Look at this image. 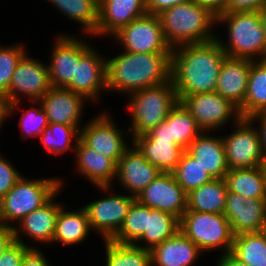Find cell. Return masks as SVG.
<instances>
[{
	"instance_id": "cell-1",
	"label": "cell",
	"mask_w": 266,
	"mask_h": 266,
	"mask_svg": "<svg viewBox=\"0 0 266 266\" xmlns=\"http://www.w3.org/2000/svg\"><path fill=\"white\" fill-rule=\"evenodd\" d=\"M226 57L217 38L172 49L171 81L179 102L187 95L215 92L220 67Z\"/></svg>"
},
{
	"instance_id": "cell-2",
	"label": "cell",
	"mask_w": 266,
	"mask_h": 266,
	"mask_svg": "<svg viewBox=\"0 0 266 266\" xmlns=\"http://www.w3.org/2000/svg\"><path fill=\"white\" fill-rule=\"evenodd\" d=\"M172 53H129L121 51L106 58L107 91L125 97L137 90L171 80Z\"/></svg>"
},
{
	"instance_id": "cell-3",
	"label": "cell",
	"mask_w": 266,
	"mask_h": 266,
	"mask_svg": "<svg viewBox=\"0 0 266 266\" xmlns=\"http://www.w3.org/2000/svg\"><path fill=\"white\" fill-rule=\"evenodd\" d=\"M158 16L164 38L172 49L217 38L213 30L217 26V16L194 0L177 4Z\"/></svg>"
},
{
	"instance_id": "cell-4",
	"label": "cell",
	"mask_w": 266,
	"mask_h": 266,
	"mask_svg": "<svg viewBox=\"0 0 266 266\" xmlns=\"http://www.w3.org/2000/svg\"><path fill=\"white\" fill-rule=\"evenodd\" d=\"M217 24L227 28V42L217 35L227 57L266 60V34L260 11L225 12L217 17Z\"/></svg>"
},
{
	"instance_id": "cell-5",
	"label": "cell",
	"mask_w": 266,
	"mask_h": 266,
	"mask_svg": "<svg viewBox=\"0 0 266 266\" xmlns=\"http://www.w3.org/2000/svg\"><path fill=\"white\" fill-rule=\"evenodd\" d=\"M128 96L127 109L131 115L130 137L149 132L162 123L179 102L172 81L134 91Z\"/></svg>"
},
{
	"instance_id": "cell-6",
	"label": "cell",
	"mask_w": 266,
	"mask_h": 266,
	"mask_svg": "<svg viewBox=\"0 0 266 266\" xmlns=\"http://www.w3.org/2000/svg\"><path fill=\"white\" fill-rule=\"evenodd\" d=\"M63 181L58 176L41 179L22 176L1 199L4 227L13 228L26 215L40 208L63 188Z\"/></svg>"
},
{
	"instance_id": "cell-7",
	"label": "cell",
	"mask_w": 266,
	"mask_h": 266,
	"mask_svg": "<svg viewBox=\"0 0 266 266\" xmlns=\"http://www.w3.org/2000/svg\"><path fill=\"white\" fill-rule=\"evenodd\" d=\"M179 230L204 252L222 250L220 255L231 252L234 234L224 214L185 211Z\"/></svg>"
},
{
	"instance_id": "cell-8",
	"label": "cell",
	"mask_w": 266,
	"mask_h": 266,
	"mask_svg": "<svg viewBox=\"0 0 266 266\" xmlns=\"http://www.w3.org/2000/svg\"><path fill=\"white\" fill-rule=\"evenodd\" d=\"M111 38L129 53H172L164 38L159 16L150 13L123 26Z\"/></svg>"
},
{
	"instance_id": "cell-9",
	"label": "cell",
	"mask_w": 266,
	"mask_h": 266,
	"mask_svg": "<svg viewBox=\"0 0 266 266\" xmlns=\"http://www.w3.org/2000/svg\"><path fill=\"white\" fill-rule=\"evenodd\" d=\"M112 186H98L106 197L85 204L91 230L102 237L103 241L112 240L122 227L125 217L135 197L129 194H112ZM107 192V193H106ZM110 192V193H109Z\"/></svg>"
},
{
	"instance_id": "cell-10",
	"label": "cell",
	"mask_w": 266,
	"mask_h": 266,
	"mask_svg": "<svg viewBox=\"0 0 266 266\" xmlns=\"http://www.w3.org/2000/svg\"><path fill=\"white\" fill-rule=\"evenodd\" d=\"M255 125L249 118L241 117L233 124L235 130L222 136L229 169L255 168L266 161Z\"/></svg>"
},
{
	"instance_id": "cell-11",
	"label": "cell",
	"mask_w": 266,
	"mask_h": 266,
	"mask_svg": "<svg viewBox=\"0 0 266 266\" xmlns=\"http://www.w3.org/2000/svg\"><path fill=\"white\" fill-rule=\"evenodd\" d=\"M51 87L48 65L26 53L13 72L7 93L12 102L11 115L20 109L22 97L29 102L39 101Z\"/></svg>"
},
{
	"instance_id": "cell-12",
	"label": "cell",
	"mask_w": 266,
	"mask_h": 266,
	"mask_svg": "<svg viewBox=\"0 0 266 266\" xmlns=\"http://www.w3.org/2000/svg\"><path fill=\"white\" fill-rule=\"evenodd\" d=\"M180 102L203 131L222 130L230 121L233 125L241 118L238 107L217 92L187 95Z\"/></svg>"
},
{
	"instance_id": "cell-13",
	"label": "cell",
	"mask_w": 266,
	"mask_h": 266,
	"mask_svg": "<svg viewBox=\"0 0 266 266\" xmlns=\"http://www.w3.org/2000/svg\"><path fill=\"white\" fill-rule=\"evenodd\" d=\"M109 112L103 111L89 119L80 130V138L91 148L110 158L116 164L131 145L125 141L129 130L116 126ZM126 132V133H125Z\"/></svg>"
},
{
	"instance_id": "cell-14",
	"label": "cell",
	"mask_w": 266,
	"mask_h": 266,
	"mask_svg": "<svg viewBox=\"0 0 266 266\" xmlns=\"http://www.w3.org/2000/svg\"><path fill=\"white\" fill-rule=\"evenodd\" d=\"M57 36L47 64L49 78L52 87L66 88L75 76V64L92 45L73 34Z\"/></svg>"
},
{
	"instance_id": "cell-15",
	"label": "cell",
	"mask_w": 266,
	"mask_h": 266,
	"mask_svg": "<svg viewBox=\"0 0 266 266\" xmlns=\"http://www.w3.org/2000/svg\"><path fill=\"white\" fill-rule=\"evenodd\" d=\"M91 46L75 64V76L66 87L84 96L87 100L97 103L106 86V58ZM102 92V93H101Z\"/></svg>"
},
{
	"instance_id": "cell-16",
	"label": "cell",
	"mask_w": 266,
	"mask_h": 266,
	"mask_svg": "<svg viewBox=\"0 0 266 266\" xmlns=\"http://www.w3.org/2000/svg\"><path fill=\"white\" fill-rule=\"evenodd\" d=\"M136 200L149 208L170 213L179 220L187 210V193L177 183L173 173L161 172Z\"/></svg>"
},
{
	"instance_id": "cell-17",
	"label": "cell",
	"mask_w": 266,
	"mask_h": 266,
	"mask_svg": "<svg viewBox=\"0 0 266 266\" xmlns=\"http://www.w3.org/2000/svg\"><path fill=\"white\" fill-rule=\"evenodd\" d=\"M61 187L45 204L26 215L16 226L13 227L14 240L30 248H39L23 241L22 236L29 237L30 241L39 244H51L58 214L63 206L54 201L60 194ZM19 225V226H18ZM25 234V235H24ZM22 235V236H21ZM21 236V237H20ZM37 241V242H36Z\"/></svg>"
},
{
	"instance_id": "cell-18",
	"label": "cell",
	"mask_w": 266,
	"mask_h": 266,
	"mask_svg": "<svg viewBox=\"0 0 266 266\" xmlns=\"http://www.w3.org/2000/svg\"><path fill=\"white\" fill-rule=\"evenodd\" d=\"M161 171L148 162L139 149L131 143L117 164L116 180L130 196L137 197L150 185Z\"/></svg>"
},
{
	"instance_id": "cell-19",
	"label": "cell",
	"mask_w": 266,
	"mask_h": 266,
	"mask_svg": "<svg viewBox=\"0 0 266 266\" xmlns=\"http://www.w3.org/2000/svg\"><path fill=\"white\" fill-rule=\"evenodd\" d=\"M223 214L230 222L234 236L261 232L266 226V200L228 192Z\"/></svg>"
},
{
	"instance_id": "cell-20",
	"label": "cell",
	"mask_w": 266,
	"mask_h": 266,
	"mask_svg": "<svg viewBox=\"0 0 266 266\" xmlns=\"http://www.w3.org/2000/svg\"><path fill=\"white\" fill-rule=\"evenodd\" d=\"M86 101L89 103L84 96L64 87H51L39 100L49 123L74 126L79 132L83 127L82 117Z\"/></svg>"
},
{
	"instance_id": "cell-21",
	"label": "cell",
	"mask_w": 266,
	"mask_h": 266,
	"mask_svg": "<svg viewBox=\"0 0 266 266\" xmlns=\"http://www.w3.org/2000/svg\"><path fill=\"white\" fill-rule=\"evenodd\" d=\"M146 13L145 0H103L98 5V26L91 36L111 37Z\"/></svg>"
},
{
	"instance_id": "cell-22",
	"label": "cell",
	"mask_w": 266,
	"mask_h": 266,
	"mask_svg": "<svg viewBox=\"0 0 266 266\" xmlns=\"http://www.w3.org/2000/svg\"><path fill=\"white\" fill-rule=\"evenodd\" d=\"M78 173L96 186H112L117 175V164L89 147L80 137L74 150Z\"/></svg>"
},
{
	"instance_id": "cell-23",
	"label": "cell",
	"mask_w": 266,
	"mask_h": 266,
	"mask_svg": "<svg viewBox=\"0 0 266 266\" xmlns=\"http://www.w3.org/2000/svg\"><path fill=\"white\" fill-rule=\"evenodd\" d=\"M252 61L226 57L220 67L215 92L238 108L245 100Z\"/></svg>"
},
{
	"instance_id": "cell-24",
	"label": "cell",
	"mask_w": 266,
	"mask_h": 266,
	"mask_svg": "<svg viewBox=\"0 0 266 266\" xmlns=\"http://www.w3.org/2000/svg\"><path fill=\"white\" fill-rule=\"evenodd\" d=\"M213 179H223L229 167L226 162L224 142L221 136L203 131L185 150Z\"/></svg>"
},
{
	"instance_id": "cell-25",
	"label": "cell",
	"mask_w": 266,
	"mask_h": 266,
	"mask_svg": "<svg viewBox=\"0 0 266 266\" xmlns=\"http://www.w3.org/2000/svg\"><path fill=\"white\" fill-rule=\"evenodd\" d=\"M152 266H193L203 253L180 230L151 250Z\"/></svg>"
},
{
	"instance_id": "cell-26",
	"label": "cell",
	"mask_w": 266,
	"mask_h": 266,
	"mask_svg": "<svg viewBox=\"0 0 266 266\" xmlns=\"http://www.w3.org/2000/svg\"><path fill=\"white\" fill-rule=\"evenodd\" d=\"M130 140L148 162L164 173H172L185 152L175 140L131 138Z\"/></svg>"
},
{
	"instance_id": "cell-27",
	"label": "cell",
	"mask_w": 266,
	"mask_h": 266,
	"mask_svg": "<svg viewBox=\"0 0 266 266\" xmlns=\"http://www.w3.org/2000/svg\"><path fill=\"white\" fill-rule=\"evenodd\" d=\"M91 228L88 215L83 206L74 211H67L64 206L58 214L53 243H60L65 246H77L87 240Z\"/></svg>"
},
{
	"instance_id": "cell-28",
	"label": "cell",
	"mask_w": 266,
	"mask_h": 266,
	"mask_svg": "<svg viewBox=\"0 0 266 266\" xmlns=\"http://www.w3.org/2000/svg\"><path fill=\"white\" fill-rule=\"evenodd\" d=\"M228 189L223 179H212L187 194V210L223 214Z\"/></svg>"
},
{
	"instance_id": "cell-29",
	"label": "cell",
	"mask_w": 266,
	"mask_h": 266,
	"mask_svg": "<svg viewBox=\"0 0 266 266\" xmlns=\"http://www.w3.org/2000/svg\"><path fill=\"white\" fill-rule=\"evenodd\" d=\"M179 227L180 220L177 217L147 207V229L133 245L151 250L154 246L174 236L179 231Z\"/></svg>"
},
{
	"instance_id": "cell-30",
	"label": "cell",
	"mask_w": 266,
	"mask_h": 266,
	"mask_svg": "<svg viewBox=\"0 0 266 266\" xmlns=\"http://www.w3.org/2000/svg\"><path fill=\"white\" fill-rule=\"evenodd\" d=\"M238 109L242 118L266 112V60L252 61L245 100Z\"/></svg>"
},
{
	"instance_id": "cell-31",
	"label": "cell",
	"mask_w": 266,
	"mask_h": 266,
	"mask_svg": "<svg viewBox=\"0 0 266 266\" xmlns=\"http://www.w3.org/2000/svg\"><path fill=\"white\" fill-rule=\"evenodd\" d=\"M224 180L228 192L242 195L245 198L266 200L265 179L262 166L229 169Z\"/></svg>"
},
{
	"instance_id": "cell-32",
	"label": "cell",
	"mask_w": 266,
	"mask_h": 266,
	"mask_svg": "<svg viewBox=\"0 0 266 266\" xmlns=\"http://www.w3.org/2000/svg\"><path fill=\"white\" fill-rule=\"evenodd\" d=\"M66 18L82 25V33L91 36L98 26V4L93 0H48Z\"/></svg>"
},
{
	"instance_id": "cell-33",
	"label": "cell",
	"mask_w": 266,
	"mask_h": 266,
	"mask_svg": "<svg viewBox=\"0 0 266 266\" xmlns=\"http://www.w3.org/2000/svg\"><path fill=\"white\" fill-rule=\"evenodd\" d=\"M230 253L248 266H266V238L263 232L234 236Z\"/></svg>"
},
{
	"instance_id": "cell-34",
	"label": "cell",
	"mask_w": 266,
	"mask_h": 266,
	"mask_svg": "<svg viewBox=\"0 0 266 266\" xmlns=\"http://www.w3.org/2000/svg\"><path fill=\"white\" fill-rule=\"evenodd\" d=\"M105 247L104 266H152L150 250L133 244L103 241Z\"/></svg>"
},
{
	"instance_id": "cell-35",
	"label": "cell",
	"mask_w": 266,
	"mask_h": 266,
	"mask_svg": "<svg viewBox=\"0 0 266 266\" xmlns=\"http://www.w3.org/2000/svg\"><path fill=\"white\" fill-rule=\"evenodd\" d=\"M80 132L66 124L49 123L39 136V141L45 147L46 152L63 155L68 150L74 152Z\"/></svg>"
},
{
	"instance_id": "cell-36",
	"label": "cell",
	"mask_w": 266,
	"mask_h": 266,
	"mask_svg": "<svg viewBox=\"0 0 266 266\" xmlns=\"http://www.w3.org/2000/svg\"><path fill=\"white\" fill-rule=\"evenodd\" d=\"M166 119L170 122L171 139H175V143L185 150L203 132L181 102L177 103Z\"/></svg>"
},
{
	"instance_id": "cell-37",
	"label": "cell",
	"mask_w": 266,
	"mask_h": 266,
	"mask_svg": "<svg viewBox=\"0 0 266 266\" xmlns=\"http://www.w3.org/2000/svg\"><path fill=\"white\" fill-rule=\"evenodd\" d=\"M172 173L177 183L187 194L213 179L186 151L182 154L178 165Z\"/></svg>"
},
{
	"instance_id": "cell-38",
	"label": "cell",
	"mask_w": 266,
	"mask_h": 266,
	"mask_svg": "<svg viewBox=\"0 0 266 266\" xmlns=\"http://www.w3.org/2000/svg\"><path fill=\"white\" fill-rule=\"evenodd\" d=\"M147 229V206L135 200L128 210L124 223L111 240L120 244H134Z\"/></svg>"
},
{
	"instance_id": "cell-39",
	"label": "cell",
	"mask_w": 266,
	"mask_h": 266,
	"mask_svg": "<svg viewBox=\"0 0 266 266\" xmlns=\"http://www.w3.org/2000/svg\"><path fill=\"white\" fill-rule=\"evenodd\" d=\"M23 43L0 45V92L8 93L13 72L21 58L28 52Z\"/></svg>"
},
{
	"instance_id": "cell-40",
	"label": "cell",
	"mask_w": 266,
	"mask_h": 266,
	"mask_svg": "<svg viewBox=\"0 0 266 266\" xmlns=\"http://www.w3.org/2000/svg\"><path fill=\"white\" fill-rule=\"evenodd\" d=\"M29 109L22 112V116L19 119L20 129L23 135V139H29L30 137H39L42 131L49 125L48 118L46 116L45 110L39 101H32Z\"/></svg>"
},
{
	"instance_id": "cell-41",
	"label": "cell",
	"mask_w": 266,
	"mask_h": 266,
	"mask_svg": "<svg viewBox=\"0 0 266 266\" xmlns=\"http://www.w3.org/2000/svg\"><path fill=\"white\" fill-rule=\"evenodd\" d=\"M23 176L12 166V163L0 153V198L2 199L7 192Z\"/></svg>"
},
{
	"instance_id": "cell-42",
	"label": "cell",
	"mask_w": 266,
	"mask_h": 266,
	"mask_svg": "<svg viewBox=\"0 0 266 266\" xmlns=\"http://www.w3.org/2000/svg\"><path fill=\"white\" fill-rule=\"evenodd\" d=\"M30 247L13 241L0 256V266H21L23 256Z\"/></svg>"
},
{
	"instance_id": "cell-43",
	"label": "cell",
	"mask_w": 266,
	"mask_h": 266,
	"mask_svg": "<svg viewBox=\"0 0 266 266\" xmlns=\"http://www.w3.org/2000/svg\"><path fill=\"white\" fill-rule=\"evenodd\" d=\"M266 0H227L225 12L260 11Z\"/></svg>"
},
{
	"instance_id": "cell-44",
	"label": "cell",
	"mask_w": 266,
	"mask_h": 266,
	"mask_svg": "<svg viewBox=\"0 0 266 266\" xmlns=\"http://www.w3.org/2000/svg\"><path fill=\"white\" fill-rule=\"evenodd\" d=\"M132 139H165V140H175L171 139L170 133V122L165 119L162 123L152 128L149 132L142 134Z\"/></svg>"
},
{
	"instance_id": "cell-45",
	"label": "cell",
	"mask_w": 266,
	"mask_h": 266,
	"mask_svg": "<svg viewBox=\"0 0 266 266\" xmlns=\"http://www.w3.org/2000/svg\"><path fill=\"white\" fill-rule=\"evenodd\" d=\"M191 0H145L147 13L159 15L163 11L177 5L186 3Z\"/></svg>"
},
{
	"instance_id": "cell-46",
	"label": "cell",
	"mask_w": 266,
	"mask_h": 266,
	"mask_svg": "<svg viewBox=\"0 0 266 266\" xmlns=\"http://www.w3.org/2000/svg\"><path fill=\"white\" fill-rule=\"evenodd\" d=\"M21 266H51L39 248H30L23 256Z\"/></svg>"
},
{
	"instance_id": "cell-47",
	"label": "cell",
	"mask_w": 266,
	"mask_h": 266,
	"mask_svg": "<svg viewBox=\"0 0 266 266\" xmlns=\"http://www.w3.org/2000/svg\"><path fill=\"white\" fill-rule=\"evenodd\" d=\"M199 5L210 10L215 16L225 13L227 0H194Z\"/></svg>"
},
{
	"instance_id": "cell-48",
	"label": "cell",
	"mask_w": 266,
	"mask_h": 266,
	"mask_svg": "<svg viewBox=\"0 0 266 266\" xmlns=\"http://www.w3.org/2000/svg\"><path fill=\"white\" fill-rule=\"evenodd\" d=\"M252 122H257L259 125L257 128L259 139L262 145L264 154L266 155V112L256 114L249 118Z\"/></svg>"
},
{
	"instance_id": "cell-49",
	"label": "cell",
	"mask_w": 266,
	"mask_h": 266,
	"mask_svg": "<svg viewBox=\"0 0 266 266\" xmlns=\"http://www.w3.org/2000/svg\"><path fill=\"white\" fill-rule=\"evenodd\" d=\"M11 106L12 102L7 93L0 92V132L7 118L11 117Z\"/></svg>"
},
{
	"instance_id": "cell-50",
	"label": "cell",
	"mask_w": 266,
	"mask_h": 266,
	"mask_svg": "<svg viewBox=\"0 0 266 266\" xmlns=\"http://www.w3.org/2000/svg\"><path fill=\"white\" fill-rule=\"evenodd\" d=\"M14 241L13 228H0V256L7 247Z\"/></svg>"
},
{
	"instance_id": "cell-51",
	"label": "cell",
	"mask_w": 266,
	"mask_h": 266,
	"mask_svg": "<svg viewBox=\"0 0 266 266\" xmlns=\"http://www.w3.org/2000/svg\"><path fill=\"white\" fill-rule=\"evenodd\" d=\"M216 266H248L247 264L237 260L231 253L218 256Z\"/></svg>"
},
{
	"instance_id": "cell-52",
	"label": "cell",
	"mask_w": 266,
	"mask_h": 266,
	"mask_svg": "<svg viewBox=\"0 0 266 266\" xmlns=\"http://www.w3.org/2000/svg\"><path fill=\"white\" fill-rule=\"evenodd\" d=\"M260 16L266 34V5L260 9Z\"/></svg>"
},
{
	"instance_id": "cell-53",
	"label": "cell",
	"mask_w": 266,
	"mask_h": 266,
	"mask_svg": "<svg viewBox=\"0 0 266 266\" xmlns=\"http://www.w3.org/2000/svg\"><path fill=\"white\" fill-rule=\"evenodd\" d=\"M4 227L3 223V216H2V205H1V198H0V228Z\"/></svg>"
},
{
	"instance_id": "cell-54",
	"label": "cell",
	"mask_w": 266,
	"mask_h": 266,
	"mask_svg": "<svg viewBox=\"0 0 266 266\" xmlns=\"http://www.w3.org/2000/svg\"><path fill=\"white\" fill-rule=\"evenodd\" d=\"M262 168H263V175H264V179H265V188H266V161L262 165Z\"/></svg>"
},
{
	"instance_id": "cell-55",
	"label": "cell",
	"mask_w": 266,
	"mask_h": 266,
	"mask_svg": "<svg viewBox=\"0 0 266 266\" xmlns=\"http://www.w3.org/2000/svg\"><path fill=\"white\" fill-rule=\"evenodd\" d=\"M262 232H263V234H264V236L266 238V226L262 229Z\"/></svg>"
},
{
	"instance_id": "cell-56",
	"label": "cell",
	"mask_w": 266,
	"mask_h": 266,
	"mask_svg": "<svg viewBox=\"0 0 266 266\" xmlns=\"http://www.w3.org/2000/svg\"><path fill=\"white\" fill-rule=\"evenodd\" d=\"M93 1L99 5L103 0H93Z\"/></svg>"
}]
</instances>
